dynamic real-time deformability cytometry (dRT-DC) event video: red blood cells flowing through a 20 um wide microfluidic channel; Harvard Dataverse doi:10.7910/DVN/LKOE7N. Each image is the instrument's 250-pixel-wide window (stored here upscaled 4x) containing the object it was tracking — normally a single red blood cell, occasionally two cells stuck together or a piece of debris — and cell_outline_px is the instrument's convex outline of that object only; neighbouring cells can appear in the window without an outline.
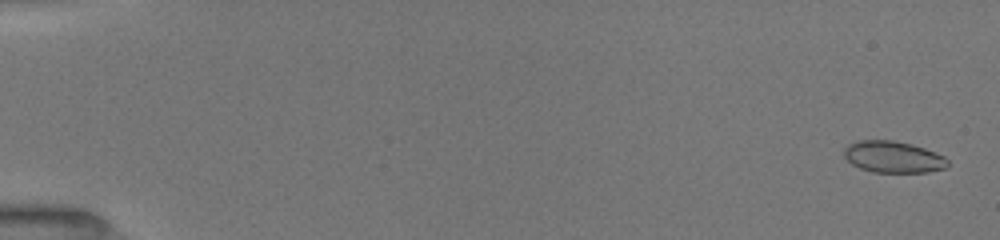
{"species": "common noctule bat (a hibernating species)", "species_latin": "Nyctalus noctula", "temperature_condition": "room temperature", "stored_images_in_passage": 64, "camera_frame_rate_fps": 3000, "um_per_image_px": 0.085, "animal": {"sex": "female", "body_mass_g": 19.5, "forearm_length_mm": 54.1}, "frame": {"image": 1, "passage_image": 1, "time_ms": 0.0, "image_size_px": [1000, 240], "cell_outline_px": [[948, 164], [944, 168], [928, 172], [872, 172], [860, 168], [852, 164], [844, 156], [844, 148], [848, 144], [856, 140], [892, 140], [912, 144], [936, 152], [944, 156], [948, 160]], "centroid_in_image_um": [75.9, 13.33], "position_along_channel_um": 9.1, "area_um2": 19.13}}
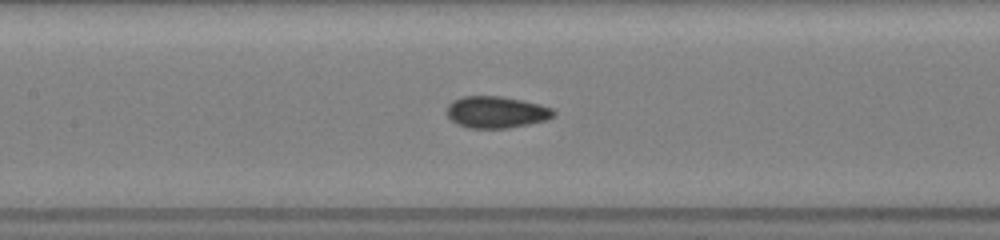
{"frame": {"image": 2, "passage_image": 20, "time_ms": 8.0, "image_size_px": [1000, 240], "cell_outline_px": [[556, 116], [548, 120], [508, 128], [468, 128], [456, 124], [448, 116], [448, 104], [452, 100], [460, 96], [500, 96], [524, 100], [540, 104], [552, 108], [556, 112]], "centroid_in_image_um": [42.21, 9.53], "position_along_channel_um": 165.2, "area_um2": 20.0}}
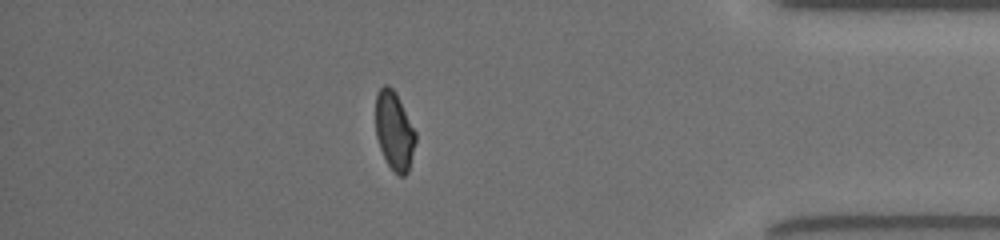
{"frame": {"image": 3, "passage_image": 53, "time_ms": 14.667, "image_size_px": [1000, 240], "cell_outline_px": [[416, 140], [408, 172], [404, 176], [400, 176], [388, 164], [380, 148], [376, 136], [376, 92], [384, 84], [388, 84], [396, 92], [416, 132]], "centroid_in_image_um": [33.51, 11.08], "position_along_channel_um": 401.7, "area_um2": 18.21}, "authors_computed_cell_mechanics": {"area_um2": 19.2763, "velocity_mm_per_s": 4.0147, "shape_relaxation_time_tau1_ms": 5.5973, "shape_relaxation_time_tau2_ms": 1.2468, "deformation_change_tau1": 0.1418, "deformation_change_tau2": 0.0446}}